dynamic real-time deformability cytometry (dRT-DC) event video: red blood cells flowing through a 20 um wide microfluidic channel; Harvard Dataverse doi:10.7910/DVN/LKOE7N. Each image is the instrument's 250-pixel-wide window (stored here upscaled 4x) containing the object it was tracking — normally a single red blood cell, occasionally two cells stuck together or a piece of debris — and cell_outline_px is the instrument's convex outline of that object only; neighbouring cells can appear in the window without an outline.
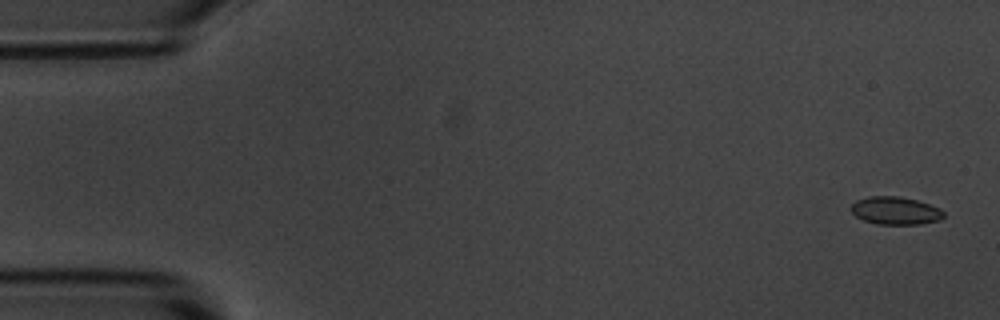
{"species": "common noctule bat (a hibernating species)", "species_latin": "Nyctalus noctula", "temperature_condition": "room temperature", "stored_images_in_passage": 5, "camera_frame_rate_fps": 3000, "um_per_image_px": 0.085, "animal": {"sex": "male", "body_mass_g": 20.1, "forearm_length_mm": 53.5}, "frame": {"image": 1, "passage_image": 1, "time_ms": 0.0, "image_size_px": [1000, 320], "cell_outline_px": [[944, 216], [940, 220], [920, 224], [876, 224], [864, 220], [856, 216], [848, 208], [856, 200], [868, 196], [900, 196], [916, 200], [940, 208], [944, 212]], "centroid_in_image_um": [76.09, 17.9], "position_along_channel_um": 8.9, "area_um2": 15.09}}
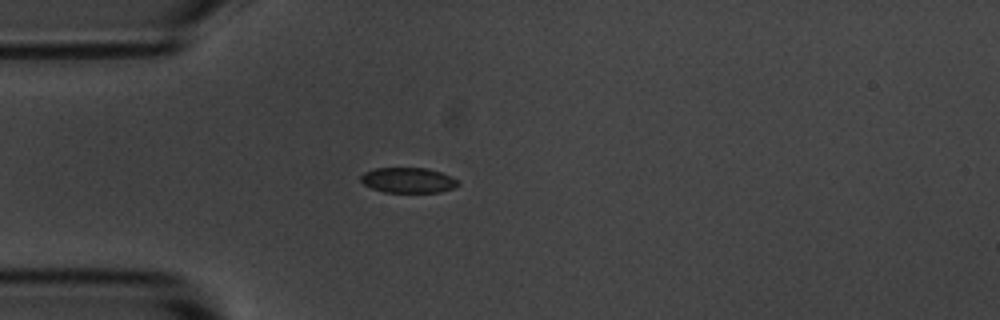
{"frame": {"image": 2, "passage_image": 4, "time_ms": 4.333, "image_size_px": [1000, 320], "cell_outline_px": [[460, 184], [456, 188], [440, 192], [384, 192], [372, 188], [364, 184], [360, 180], [360, 176], [364, 172], [376, 168], [428, 168], [452, 176], [460, 180]], "centroid_in_image_um": [34.75, 15.32], "position_along_channel_um": 50.3, "area_um2": 14.51}}